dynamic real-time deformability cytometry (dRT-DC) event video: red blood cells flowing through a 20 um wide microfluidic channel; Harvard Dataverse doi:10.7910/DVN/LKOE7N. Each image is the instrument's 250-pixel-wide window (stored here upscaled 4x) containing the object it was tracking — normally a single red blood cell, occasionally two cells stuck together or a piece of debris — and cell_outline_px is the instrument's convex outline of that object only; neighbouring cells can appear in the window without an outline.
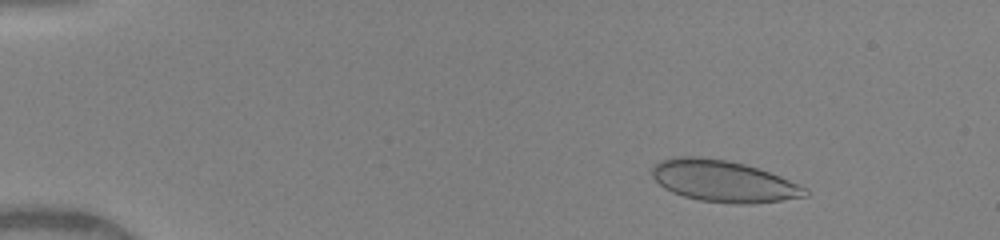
{"species": "human", "species_latin": "Homo sapiens", "temperature_condition": "warm", "stored_images_in_passage": 50, "camera_frame_rate_fps": 3000, "um_per_image_px": 0.085, "donor": {"sex": "female"}, "frame": {"image": 1, "passage_image": 7, "time_ms": 2.0, "image_size_px": [1000, 240], "cell_outline_px": [[808, 196], [752, 204], [740, 204], [700, 200], [684, 196], [672, 192], [664, 188], [652, 176], [652, 168], [660, 160], [676, 156], [700, 156], [724, 160], [744, 164], [780, 176], [808, 188]], "centroid_in_image_um": [61.49, 15.39], "position_along_channel_um": 23.5, "area_um2": 36.82}}
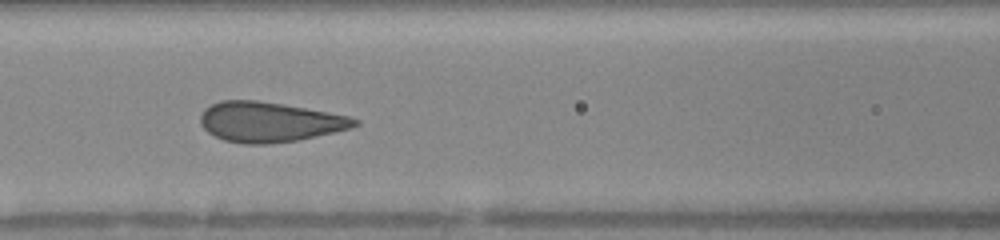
{"frame": {"image": 2, "passage_image": 23, "time_ms": 7.333, "image_size_px": [1000, 240], "cell_outline_px": [[360, 124], [352, 128], [316, 136], [296, 140], [268, 144], [244, 144], [224, 140], [208, 132], [200, 124], [200, 116], [204, 108], [220, 100], [256, 100], [352, 116], [360, 120]], "centroid_in_image_um": [22.91, 10.36], "position_along_channel_um": 143.7, "area_um2": 35.89}}
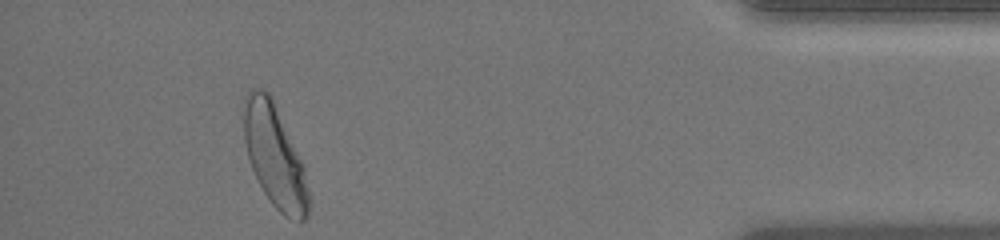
{"frame": {"image": 3, "passage_image": 46, "time_ms": 15.0, "image_size_px": [1000, 240], "cell_outline_px": [[308, 212], [304, 220], [300, 220], [284, 216], [272, 204], [264, 192], [252, 168], [248, 156], [244, 140], [240, 104], [244, 96], [252, 88], [260, 88], [268, 92], [272, 96], [304, 168], [308, 188]], "centroid_in_image_um": [23.28, 13.16], "position_along_channel_um": 411.9, "area_um2": 38.67}, "authors_computed_cell_mechanics": {"area_um2": 36.0672, "velocity_mm_per_s": 4.095, "shape_relaxation_time_tau1_ms": 3.9384, "shape_relaxation_time_tau2_ms": null, "deformation_change_tau1": 0.1382, "deformation_change_tau2": null}}